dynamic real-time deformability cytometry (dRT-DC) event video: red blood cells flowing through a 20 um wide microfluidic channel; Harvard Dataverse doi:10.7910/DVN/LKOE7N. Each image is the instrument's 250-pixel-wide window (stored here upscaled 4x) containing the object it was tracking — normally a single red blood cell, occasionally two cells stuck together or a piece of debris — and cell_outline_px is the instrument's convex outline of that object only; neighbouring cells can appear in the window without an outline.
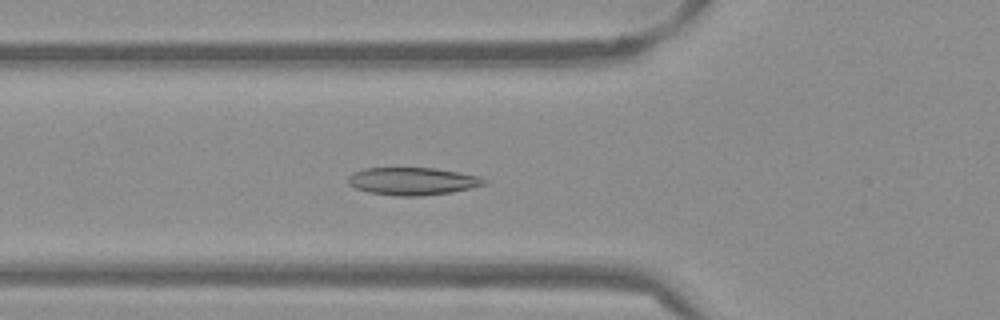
{"species": "Egyptian fruit bat (a non-hibernating species)", "species_latin": "Rousettus aegyptiacus", "temperature_condition": "warm", "stored_images_in_passage": 53, "camera_frame_rate_fps": 3000, "um_per_image_px": 0.085, "frame": {"image": 1, "passage_image": 19, "time_ms": 6.0, "image_size_px": [1000, 320], "cell_outline_px": [[488, 184], [452, 192], [420, 196], [396, 196], [368, 192], [356, 188], [348, 184], [348, 176], [352, 172], [364, 168], [436, 168], [460, 172], [480, 176], [488, 180]], "centroid_in_image_um": [35.09, 15.4], "position_along_channel_um": 90.7, "area_um2": 22.14}}
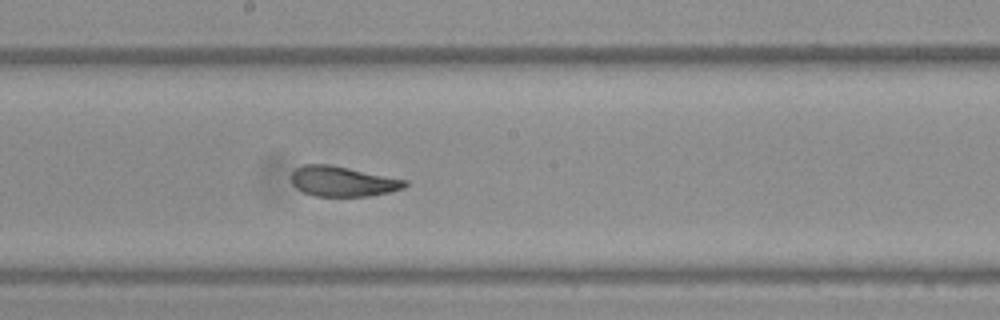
{"frame": {"image": 2, "passage_image": 29, "time_ms": 9.333, "image_size_px": [1000, 320], "cell_outline_px": [[408, 184], [404, 188], [388, 192], [368, 196], [312, 196], [296, 188], [292, 184], [292, 172], [296, 168], [304, 164], [328, 164], [408, 180]], "centroid_in_image_um": [29.12, 15.42], "position_along_channel_um": 219.1, "area_um2": 19.88}}
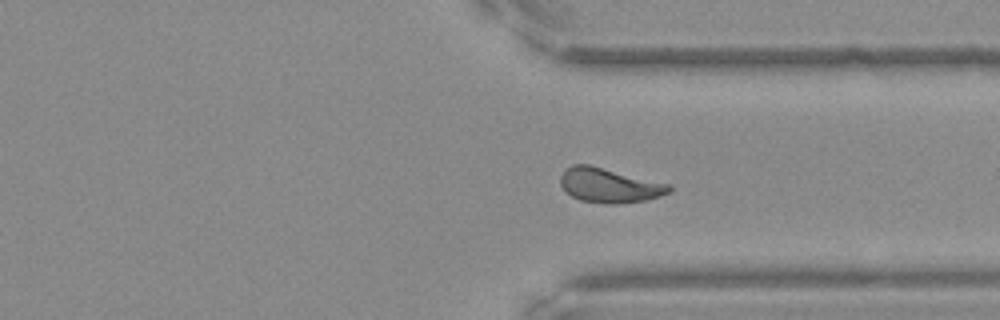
{"frame": {"image": 3, "passage_image": 40, "time_ms": 13.0, "image_size_px": [1000, 320], "cell_outline_px": [[672, 192], [648, 200], [616, 204], [608, 204], [580, 200], [572, 196], [560, 184], [560, 176], [564, 168], [572, 164], [588, 164], [672, 184]], "centroid_in_image_um": [51.83, 15.75], "position_along_channel_um": 359.6, "area_um2": 22.14}, "authors_computed_cell_mechanics": {"area_um2": 21.675, "velocity_mm_per_s": 3.8312, "shape_relaxation_time_tau1_ms": 3.0671, "shape_relaxation_time_tau2_ms": 1.2227, "deformation_change_tau1": 0.1292, "deformation_change_tau2": 0.0719}}